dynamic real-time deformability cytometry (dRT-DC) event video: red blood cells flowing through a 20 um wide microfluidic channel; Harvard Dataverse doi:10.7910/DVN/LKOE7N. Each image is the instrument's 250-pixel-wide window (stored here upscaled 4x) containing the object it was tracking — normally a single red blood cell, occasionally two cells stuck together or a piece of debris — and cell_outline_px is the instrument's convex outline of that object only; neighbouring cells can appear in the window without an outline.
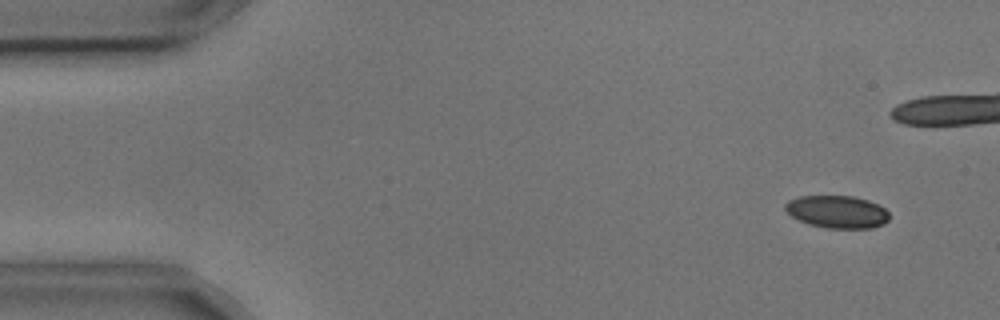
{"species": "common noctule bat (a hibernating species)", "species_latin": "Nyctalus noctula", "temperature_condition": "cold", "stored_images_in_passage": 7, "camera_frame_rate_fps": 3000, "um_per_image_px": 0.085, "animal": {"sex": "male", "body_mass_g": 17.9, "forearm_length_mm": 54.2}, "frame": {"image": 1, "passage_image": 1, "time_ms": 0.0, "image_size_px": [1000, 320], "cell_outline_px": [[888, 220], [884, 224], [872, 228], [828, 228], [808, 224], [792, 216], [784, 208], [784, 204], [788, 200], [800, 196], [852, 196], [868, 200], [884, 208], [888, 212]], "centroid_in_image_um": [71.15, 18.0], "position_along_channel_um": 13.9, "area_um2": 19.65}}